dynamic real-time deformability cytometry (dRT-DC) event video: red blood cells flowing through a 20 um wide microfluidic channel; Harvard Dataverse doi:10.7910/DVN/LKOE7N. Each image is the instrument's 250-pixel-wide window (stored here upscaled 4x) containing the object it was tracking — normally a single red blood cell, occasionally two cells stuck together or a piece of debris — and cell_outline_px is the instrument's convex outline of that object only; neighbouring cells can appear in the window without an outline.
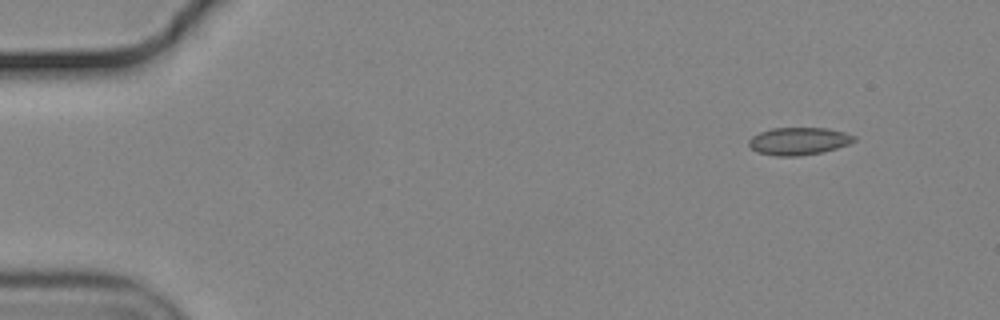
{"species": "common noctule bat (a hibernating species)", "species_latin": "Nyctalus noctula", "temperature_condition": "cold", "stored_images_in_passage": 50, "camera_frame_rate_fps": 3000, "um_per_image_px": 0.085, "animal": {"sex": "male", "body_mass_g": 19.2, "forearm_length_mm": 51.8}, "frame": {"image": 1, "passage_image": 1, "time_ms": 0.0, "image_size_px": [1000, 320], "cell_outline_px": [[856, 140], [848, 144], [836, 148], [820, 152], [796, 156], [776, 156], [756, 152], [748, 144], [748, 140], [752, 136], [760, 132], [772, 128], [828, 128], [844, 132], [856, 136]], "centroid_in_image_um": [67.87, 11.99], "position_along_channel_um": 17.1, "area_um2": 16.82}}
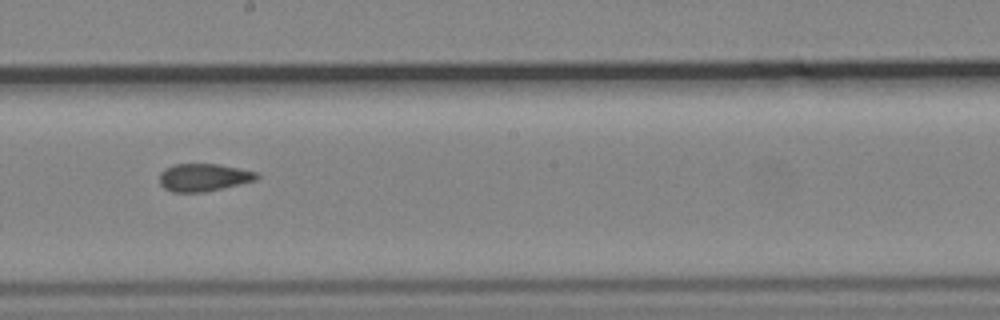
{"frame": {"image": 2, "passage_image": 27, "time_ms": 8.667, "image_size_px": [1000, 320], "cell_outline_px": [[260, 176], [256, 180], [204, 192], [172, 192], [164, 188], [160, 184], [160, 172], [164, 168], [172, 164], [216, 164], [256, 172]], "centroid_in_image_um": [17.25, 15.08], "position_along_channel_um": 230.9, "area_um2": 15.55}}
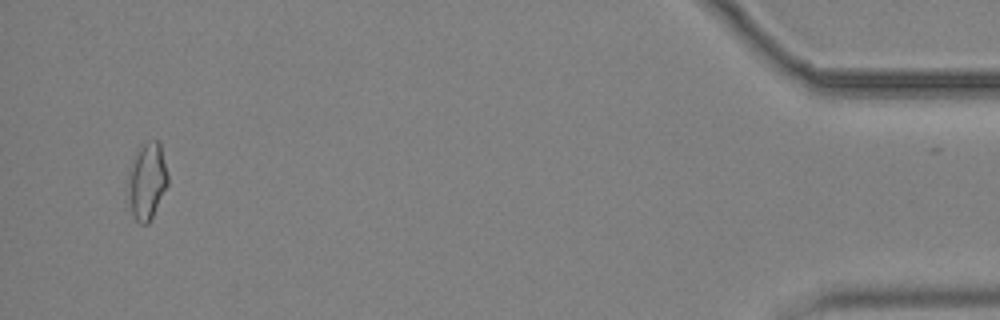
{"frame": {"image": 3, "passage_image": 49, "time_ms": 16.0, "image_size_px": [1000, 320], "cell_outline_px": [[168, 184], [148, 224], [140, 224], [136, 220], [132, 212], [128, 200], [128, 172], [136, 148], [140, 144], [148, 140], [156, 140], [160, 144], [168, 176]], "centroid_in_image_um": [12.47, 15.34], "position_along_channel_um": 422.7, "area_um2": 17.92}, "authors_computed_cell_mechanics": {"area_um2": 16.184, "velocity_mm_per_s": 3.7175, "shape_relaxation_time_tau1_ms": null, "shape_relaxation_time_tau2_ms": 1.9359, "deformation_change_tau1": null, "deformation_change_tau2": 0.0642}}